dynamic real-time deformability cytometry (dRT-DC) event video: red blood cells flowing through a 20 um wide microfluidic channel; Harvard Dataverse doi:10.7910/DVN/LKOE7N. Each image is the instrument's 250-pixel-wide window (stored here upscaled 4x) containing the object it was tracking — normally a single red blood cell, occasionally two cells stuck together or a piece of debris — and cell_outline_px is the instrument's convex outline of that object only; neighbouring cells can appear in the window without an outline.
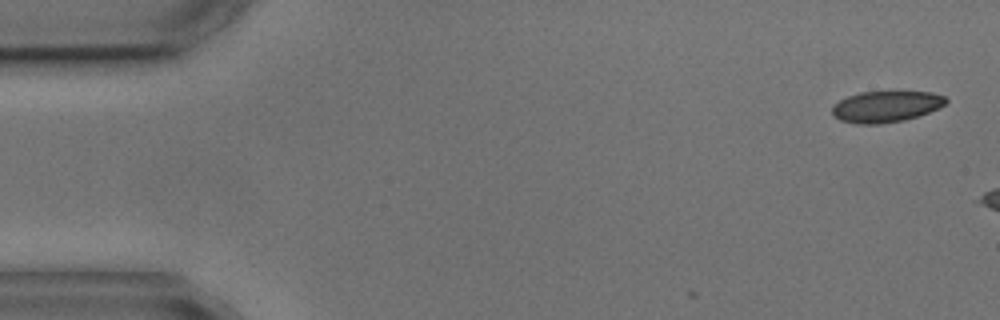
{"species": "common noctule bat (a hibernating species)", "species_latin": "Nyctalus noctula", "temperature_condition": "cold", "stored_images_in_passage": 3, "camera_frame_rate_fps": 3000, "um_per_image_px": 0.085, "animal": {"sex": "male", "body_mass_g": 17.9, "forearm_length_mm": 54.2}, "frame": {"image": 1, "passage_image": 1, "time_ms": 0.0, "image_size_px": [1000, 320], "cell_outline_px": [[948, 100], [940, 108], [904, 120], [880, 124], [856, 124], [840, 120], [832, 112], [832, 108], [840, 100], [848, 96], [860, 92], [892, 88], [932, 92], [944, 96]], "centroid_in_image_um": [75.35, 8.99], "position_along_channel_um": 9.6, "area_um2": 21.5}}